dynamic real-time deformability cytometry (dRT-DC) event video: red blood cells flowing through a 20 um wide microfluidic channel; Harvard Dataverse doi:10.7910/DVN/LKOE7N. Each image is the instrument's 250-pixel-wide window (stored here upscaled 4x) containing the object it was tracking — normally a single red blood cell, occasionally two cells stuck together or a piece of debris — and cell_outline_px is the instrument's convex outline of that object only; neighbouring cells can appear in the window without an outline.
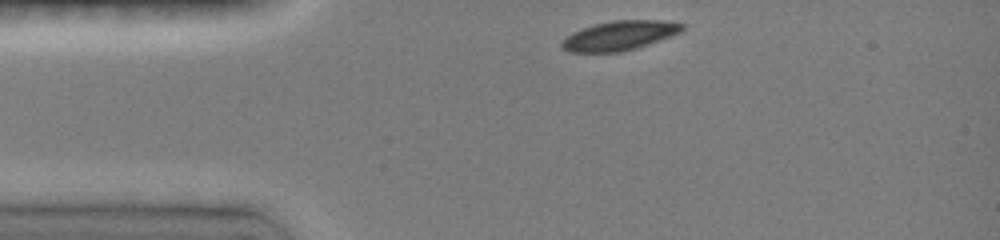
{"species": "common noctule bat (a hibernating species)", "species_latin": "Nyctalus noctula", "temperature_condition": "room temperature", "stored_images_in_passage": 19, "camera_frame_rate_fps": 3000, "um_per_image_px": 0.085, "animal": {"sex": "female", "body_mass_g": 19.0, "forearm_length_mm": 51.5}, "frame": {"image": 1, "passage_image": 1, "time_ms": 0.0, "image_size_px": [1000, 240], "cell_outline_px": [[684, 28], [680, 32], [672, 36], [636, 48], [620, 52], [568, 52], [560, 48], [560, 44], [572, 32], [596, 24], [612, 20], [664, 20], [684, 24]], "centroid_in_image_um": [52.67, 3.03], "position_along_channel_um": 32.3, "area_um2": 20.58}}
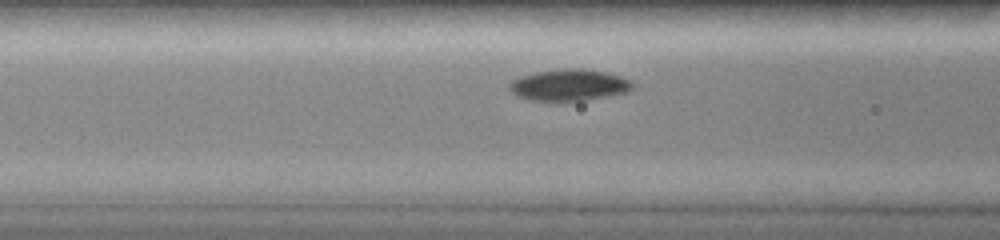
{"frame": {"image": 2, "passage_image": 9, "time_ms": 3.0, "image_size_px": [1000, 240], "cell_outline_px": [[636, 84], [628, 92], [584, 100], [528, 100], [516, 96], [508, 88], [508, 84], [512, 80], [520, 76], [536, 72], [564, 68], [580, 68], [608, 72], [632, 80]], "centroid_in_image_um": [48.38, 7.21], "position_along_channel_um": 118.2, "area_um2": 22.72}}
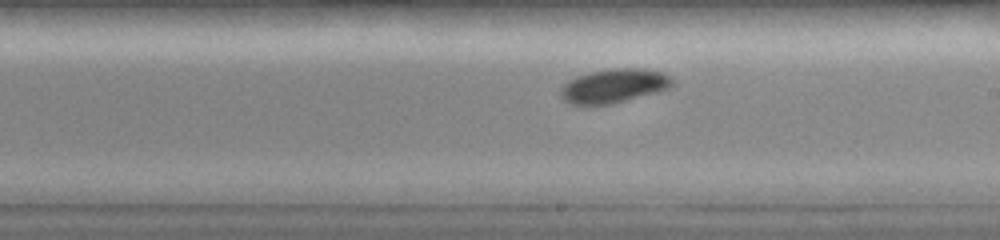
{"frame": {"image": 3, "passage_image": 17, "time_ms": 6.0, "image_size_px": [1000, 240], "cell_outline_px": [[676, 84], [668, 88], [656, 92], [612, 104], [572, 104], [564, 100], [560, 96], [560, 88], [568, 80], [576, 76], [588, 72], [612, 68], [648, 68], [664, 72], [672, 76]], "centroid_in_image_um": [52.22, 7.27], "position_along_channel_um": 236.8, "area_um2": 22.43}}